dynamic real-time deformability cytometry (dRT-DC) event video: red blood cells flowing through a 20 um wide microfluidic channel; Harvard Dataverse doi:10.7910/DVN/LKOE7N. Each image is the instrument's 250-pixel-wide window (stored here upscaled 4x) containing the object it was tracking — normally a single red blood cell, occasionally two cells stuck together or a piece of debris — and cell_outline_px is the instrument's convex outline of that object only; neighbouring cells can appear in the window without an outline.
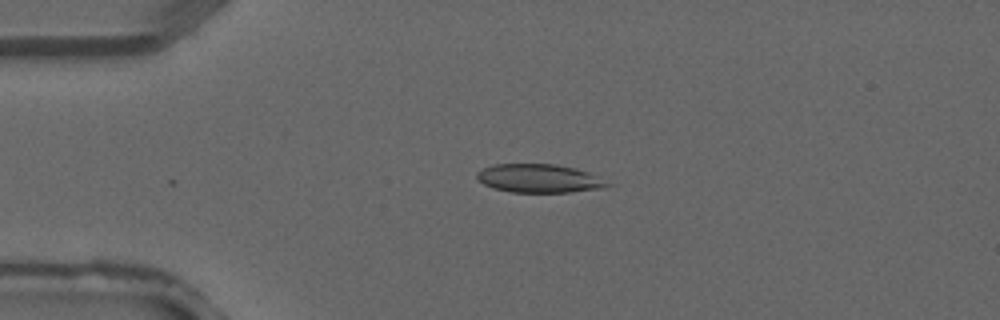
{"species": "common noctule bat (a hibernating species)", "species_latin": "Nyctalus noctula", "temperature_condition": "warm", "stored_images_in_passage": 1, "camera_frame_rate_fps": 3000, "um_per_image_px": 0.085, "animal": {"sex": "male", "forearm_length_mm": 52.5}, "frame": {"image": 1, "passage_image": 1, "time_ms": 0.0, "image_size_px": [1000, 320], "cell_outline_px": [[616, 184], [608, 188], [568, 192], [512, 192], [492, 188], [484, 184], [476, 176], [476, 172], [492, 164], [556, 164], [576, 168], [588, 172]], "centroid_in_image_um": [45.9, 15.17], "position_along_channel_um": 39.1, "area_um2": 21.96}}